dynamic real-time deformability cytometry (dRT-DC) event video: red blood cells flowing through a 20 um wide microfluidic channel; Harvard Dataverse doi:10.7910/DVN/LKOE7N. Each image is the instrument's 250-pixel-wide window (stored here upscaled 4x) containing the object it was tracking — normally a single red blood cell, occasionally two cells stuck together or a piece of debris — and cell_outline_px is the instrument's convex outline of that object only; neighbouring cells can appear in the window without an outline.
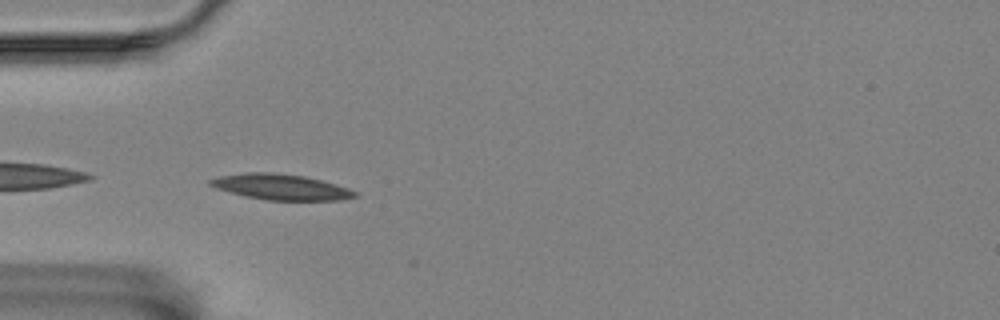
{"species": "Egyptian fruit bat (a non-hibernating species)", "species_latin": "Rousettus aegyptiacus", "temperature_condition": "room temperature", "stored_images_in_passage": 32, "camera_frame_rate_fps": 3000, "um_per_image_px": 0.085, "animal": {"sex": "female"}, "frame": {"image": 1, "passage_image": 1, "time_ms": 0.0, "image_size_px": [1000, 320], "cell_outline_px": [[356, 196], [344, 200], [268, 200], [244, 196], [216, 188], [208, 184], [208, 180], [220, 176], [248, 172], [268, 172], [304, 176], [336, 184], [348, 188], [356, 192]], "centroid_in_image_um": [23.86, 15.89], "position_along_channel_um": 61.1, "area_um2": 21.44}}
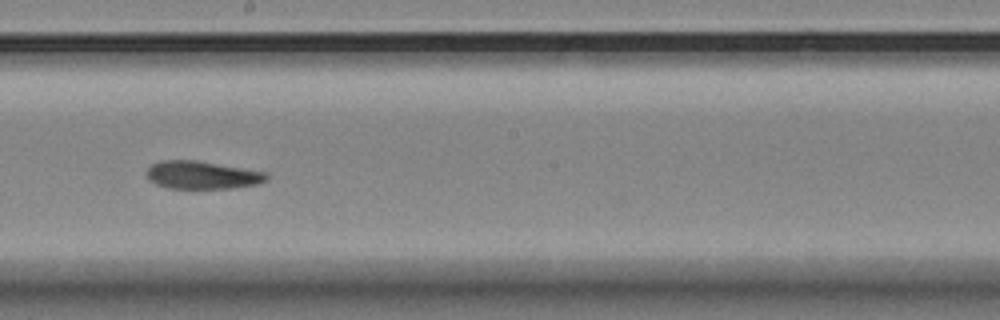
{"frame": {"image": 2, "passage_image": 16, "time_ms": 5.0, "image_size_px": [1000, 320], "cell_outline_px": [[268, 176], [264, 180], [256, 184], [232, 188], [168, 188], [156, 184], [148, 180], [148, 168], [152, 164], [160, 160], [196, 160], [264, 172]], "centroid_in_image_um": [17.12, 14.87], "position_along_channel_um": 231.1, "area_um2": 19.13}}
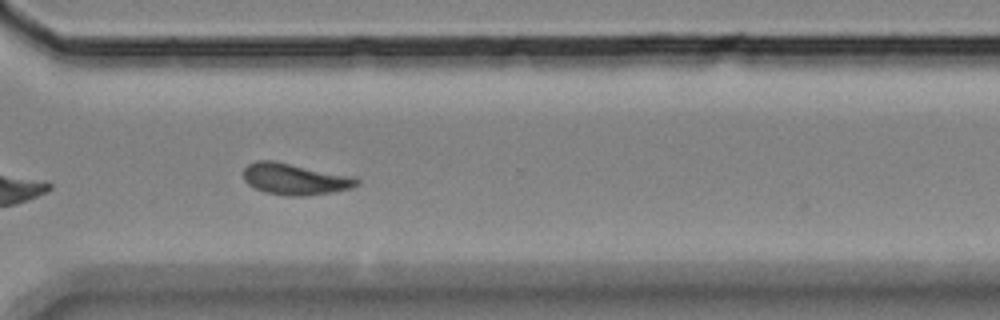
{"frame": {"image": 3, "passage_image": 26, "time_ms": 8.333, "image_size_px": [1000, 320], "cell_outline_px": [[360, 184], [352, 188], [332, 192], [304, 196], [288, 196], [264, 192], [248, 184], [244, 180], [244, 168], [248, 164], [256, 160], [272, 160], [356, 176], [360, 180]], "centroid_in_image_um": [25.11, 15.21], "position_along_channel_um": 345.5, "area_um2": 20.98}, "authors_computed_cell_mechanics": {"area_um2": 20.6346, "velocity_mm_per_s": 3.439, "shape_relaxation_time_tau1_ms": 4.4805, "shape_relaxation_time_tau2_ms": 3.7453, "deformation_change_tau1": 0.1376, "deformation_change_tau2": 0.1025}}